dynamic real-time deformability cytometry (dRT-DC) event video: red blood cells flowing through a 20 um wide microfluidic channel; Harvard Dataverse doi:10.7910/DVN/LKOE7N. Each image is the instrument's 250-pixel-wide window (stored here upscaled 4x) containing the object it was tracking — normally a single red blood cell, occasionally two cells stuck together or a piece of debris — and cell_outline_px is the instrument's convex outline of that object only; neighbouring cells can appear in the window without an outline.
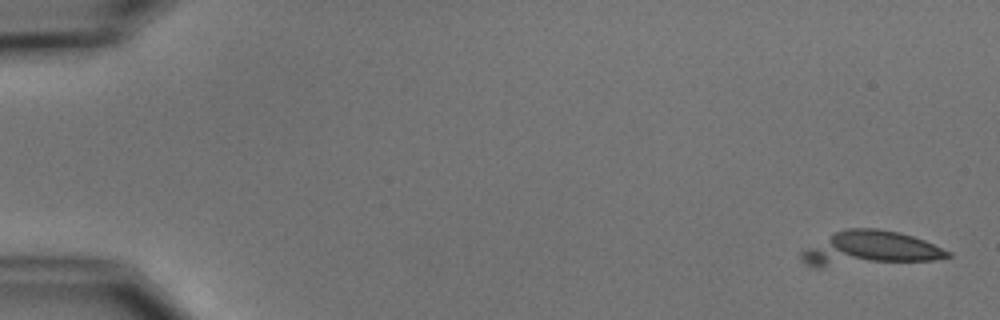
{"species": "common noctule bat (a hibernating species)", "species_latin": "Nyctalus noctula", "temperature_condition": "cold", "stored_images_in_passage": 5, "camera_frame_rate_fps": 3000, "um_per_image_px": 0.085, "animal": {"sex": "male", "body_mass_g": 15.6}, "frame": {"image": 1, "passage_image": 1, "time_ms": 0.0, "image_size_px": [1000, 320], "cell_outline_px": [[952, 256], [936, 260], [824, 268], [812, 268], [800, 256], [800, 252], [836, 232], [848, 228], [876, 228], [900, 232], [924, 240], [952, 252]], "centroid_in_image_um": [73.97, 21.17], "position_along_channel_um": 11.0, "area_um2": 29.82}}
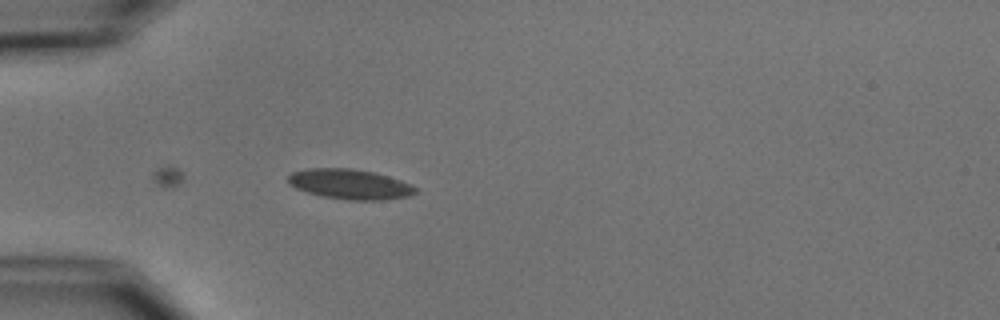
{"frame": {"image": 2, "passage_image": 5, "time_ms": 5.0, "image_size_px": [1000, 320], "cell_outline_px": [[416, 192], [408, 196], [384, 200], [348, 200], [320, 196], [296, 188], [288, 184], [288, 176], [292, 172], [308, 168], [352, 168], [372, 172], [388, 176], [400, 180], [416, 188]], "centroid_in_image_um": [29.7, 15.65], "position_along_channel_um": 55.3, "area_um2": 22.2}}